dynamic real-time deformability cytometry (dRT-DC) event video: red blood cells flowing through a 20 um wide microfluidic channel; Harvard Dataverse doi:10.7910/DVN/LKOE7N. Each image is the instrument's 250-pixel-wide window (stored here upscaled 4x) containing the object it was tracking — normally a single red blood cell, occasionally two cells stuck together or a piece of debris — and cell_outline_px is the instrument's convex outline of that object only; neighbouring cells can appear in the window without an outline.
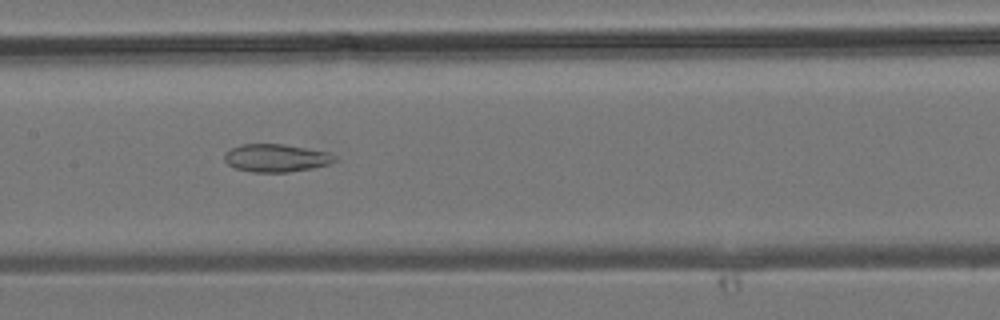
{"species": "common noctule bat (a hibernating species)", "species_latin": "Nyctalus noctula", "temperature_condition": "room temperature", "stored_images_in_passage": 38, "camera_frame_rate_fps": 3000, "um_per_image_px": 0.085, "animal": {"sex": "male", "body_mass_g": 19.2, "forearm_length_mm": 51.8}, "frame": {"image": 1, "passage_image": 18, "time_ms": 5.667, "image_size_px": [1000, 320], "cell_outline_px": [[336, 160], [328, 164], [312, 168], [288, 172], [252, 172], [236, 168], [228, 164], [224, 160], [224, 152], [232, 148], [244, 144], [284, 144], [328, 152], [336, 156]], "centroid_in_image_um": [23.45, 13.43], "position_along_channel_um": 183.9, "area_um2": 17.8}}
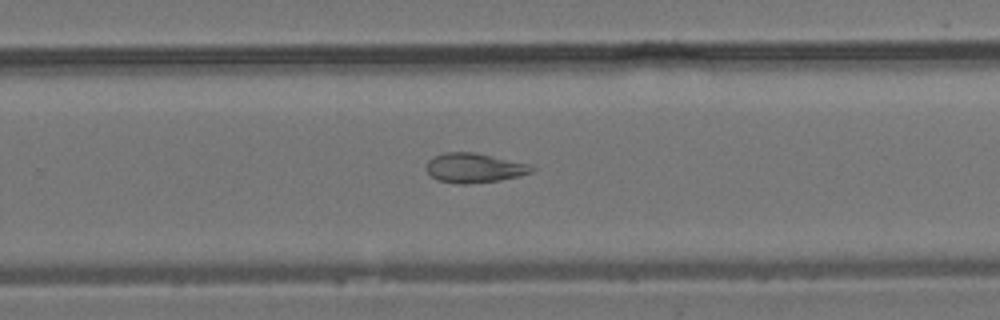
{"frame": {"image": 2, "passage_image": 24, "time_ms": 7.667, "image_size_px": [1000, 320], "cell_outline_px": [[536, 168], [532, 172], [520, 176], [500, 180], [468, 184], [460, 184], [436, 180], [424, 168], [428, 160], [432, 156], [444, 152], [472, 152], [532, 164]], "centroid_in_image_um": [40.31, 14.27], "position_along_channel_um": 289.5, "area_um2": 18.38}}
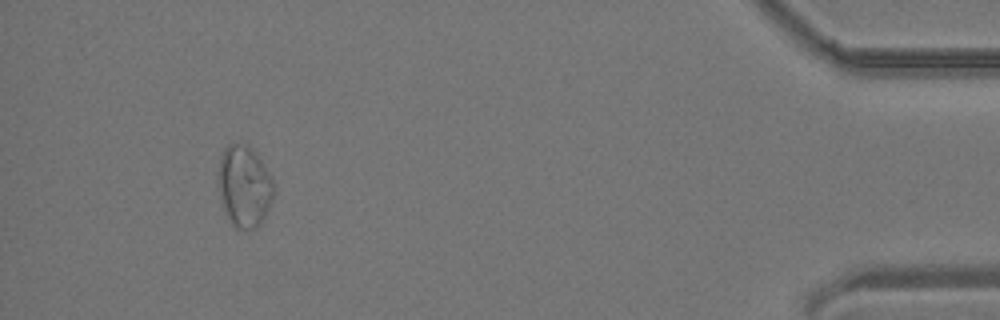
{"frame": {"image": 3, "passage_image": 35, "time_ms": 11.333, "image_size_px": [1000, 320], "cell_outline_px": [[276, 188], [272, 200], [260, 224], [256, 228], [236, 228], [232, 224], [224, 208], [220, 196], [216, 176], [216, 172], [220, 156], [224, 148], [228, 144], [248, 144], [252, 148], [260, 160], [272, 180]], "centroid_in_image_um": [20.73, 15.8], "position_along_channel_um": 414.5, "area_um2": 26.36}}